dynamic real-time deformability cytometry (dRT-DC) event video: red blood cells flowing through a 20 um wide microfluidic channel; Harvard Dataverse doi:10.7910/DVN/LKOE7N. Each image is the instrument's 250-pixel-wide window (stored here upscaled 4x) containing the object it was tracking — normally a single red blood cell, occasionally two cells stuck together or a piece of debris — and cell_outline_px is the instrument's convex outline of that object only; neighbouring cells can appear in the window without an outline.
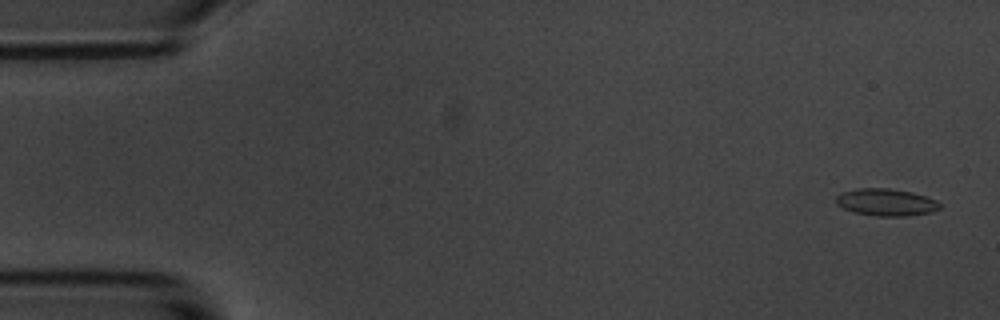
{"species": "common noctule bat (a hibernating species)", "species_latin": "Nyctalus noctula", "temperature_condition": "room temperature", "stored_images_in_passage": 15, "camera_frame_rate_fps": 3000, "um_per_image_px": 0.085, "animal": {"sex": "male", "body_mass_g": 20.1, "forearm_length_mm": 53.5}, "frame": {"image": 1, "passage_image": 1, "time_ms": 0.0, "image_size_px": [1000, 320], "cell_outline_px": [[940, 208], [932, 212], [908, 216], [876, 216], [852, 212], [836, 204], [836, 196], [840, 192], [856, 188], [888, 188], [912, 192], [936, 200], [940, 204]], "centroid_in_image_um": [75.29, 17.19], "position_along_channel_um": 9.7, "area_um2": 16.53}}
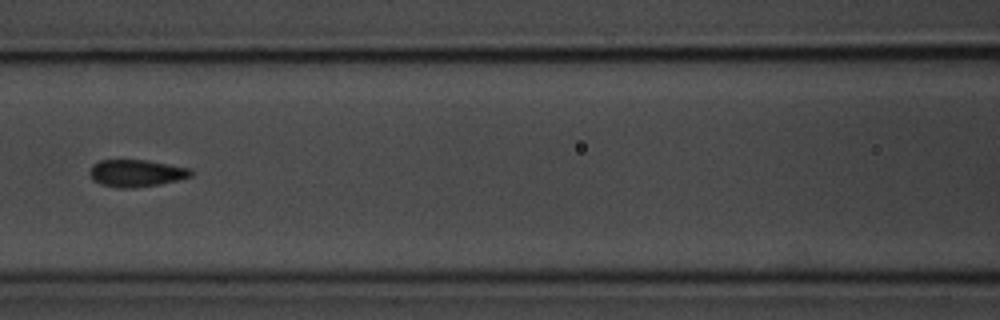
{"frame": {"image": 2, "passage_image": 7, "time_ms": 7.667, "image_size_px": [1000, 320], "cell_outline_px": [[192, 176], [160, 184], [128, 188], [116, 188], [100, 184], [92, 180], [88, 172], [92, 164], [100, 160], [148, 160], [192, 168]], "centroid_in_image_um": [11.56, 14.71], "position_along_channel_um": 155.0, "area_um2": 16.18}}
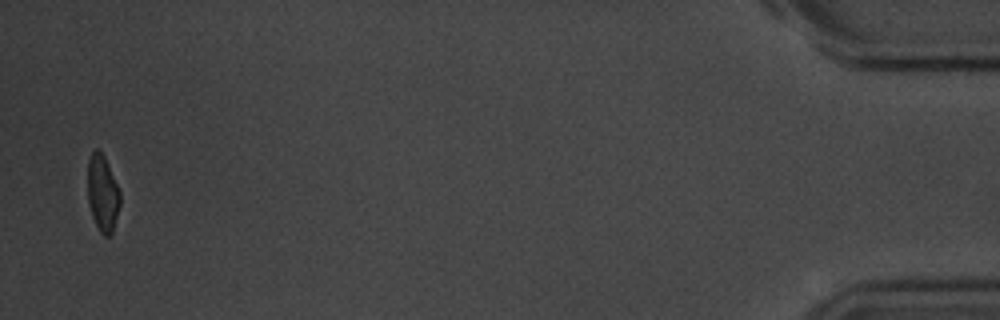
{"frame": {"image": 3, "passage_image": 15, "time_ms": 18.0, "image_size_px": [1000, 320], "cell_outline_px": [[120, 204], [112, 232], [108, 236], [104, 236], [100, 232], [92, 216], [88, 204], [88, 160], [92, 152], [96, 148], [104, 156], [120, 192]], "centroid_in_image_um": [8.71, 16.44], "position_along_channel_um": 426.5, "area_um2": 14.22}, "authors_computed_cell_mechanics": {"area_um2": 15.7216, "velocity_mm_per_s": 3.5024, "shape_relaxation_time_tau1_ms": 4.3215, "shape_relaxation_time_tau2_ms": 1.7485, "deformation_change_tau1": 0.1361, "deformation_change_tau2": 0.0684}}